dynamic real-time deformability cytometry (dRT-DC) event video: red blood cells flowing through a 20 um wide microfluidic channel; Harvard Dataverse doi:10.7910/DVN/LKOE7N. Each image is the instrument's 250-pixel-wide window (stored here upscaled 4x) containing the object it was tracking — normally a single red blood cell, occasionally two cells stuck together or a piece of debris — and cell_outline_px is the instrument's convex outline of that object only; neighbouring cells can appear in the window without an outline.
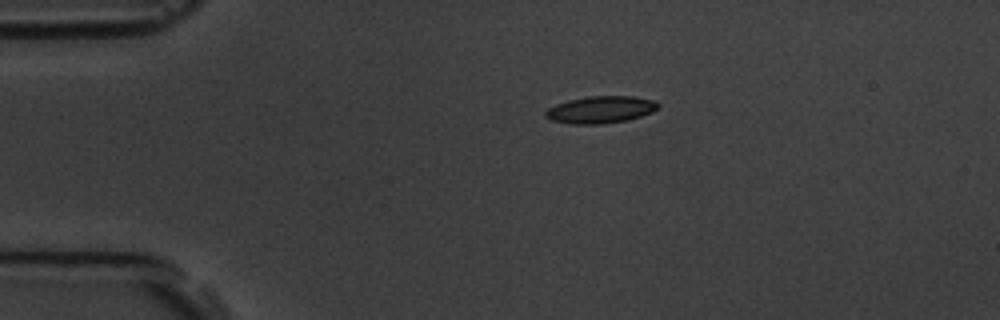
{"species": "common noctule bat (a hibernating species)", "species_latin": "Nyctalus noctula", "temperature_condition": "room temperature", "stored_images_in_passage": 3, "camera_frame_rate_fps": 3000, "um_per_image_px": 0.085, "animal": {"sex": "male", "body_mass_g": 19.5, "forearm_length_mm": 54.6}, "frame": {"image": 1, "passage_image": 1, "time_ms": 0.0, "image_size_px": [1000, 320], "cell_outline_px": [[660, 108], [652, 112], [628, 120], [600, 124], [572, 124], [552, 120], [544, 116], [544, 112], [548, 108], [556, 104], [568, 100], [588, 96], [632, 96], [656, 100], [660, 104]], "centroid_in_image_um": [51.08, 9.31], "position_along_channel_um": 33.9, "area_um2": 17.92}}
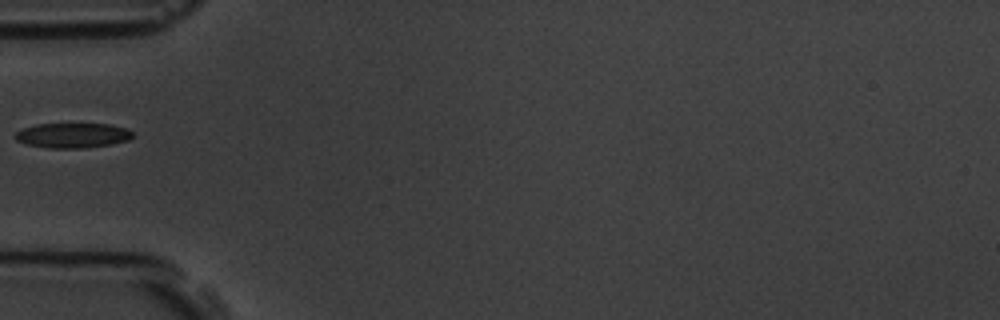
{"frame": {"image": 2, "passage_image": 3, "time_ms": 2.333, "image_size_px": [1000, 320], "cell_outline_px": [[132, 136], [128, 140], [112, 144], [84, 148], [48, 148], [28, 144], [16, 140], [12, 136], [20, 128], [36, 124], [108, 124], [128, 128], [132, 132]], "centroid_in_image_um": [6.14, 11.5], "position_along_channel_um": 78.9, "area_um2": 17.17}}